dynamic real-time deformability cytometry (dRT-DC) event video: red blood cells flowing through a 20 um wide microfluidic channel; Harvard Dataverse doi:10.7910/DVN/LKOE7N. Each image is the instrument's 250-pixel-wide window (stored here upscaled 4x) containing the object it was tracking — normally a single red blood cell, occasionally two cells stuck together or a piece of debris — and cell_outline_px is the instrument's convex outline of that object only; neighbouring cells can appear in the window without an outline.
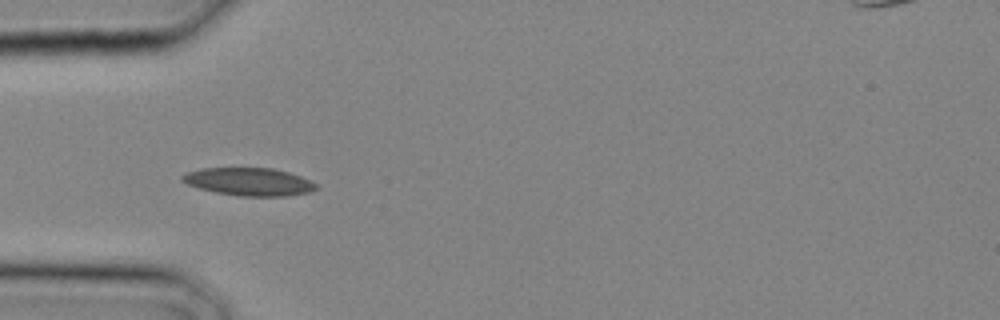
{"species": "common noctule bat (a hibernating species)", "species_latin": "Nyctalus noctula", "temperature_condition": "cold", "stored_images_in_passage": 6, "camera_frame_rate_fps": 3000, "um_per_image_px": 0.085, "animal": {"sex": "male", "body_mass_g": 20.4}, "frame": {"image": 1, "passage_image": 4, "time_ms": 1.0, "image_size_px": [1000, 320], "cell_outline_px": [[320, 188], [308, 192], [284, 196], [240, 196], [216, 192], [200, 188], [188, 184], [180, 180], [180, 176], [184, 172], [200, 168], [272, 168], [288, 172], [300, 176], [316, 184]], "centroid_in_image_um": [21.13, 15.44], "position_along_channel_um": 63.9, "area_um2": 21.68}}